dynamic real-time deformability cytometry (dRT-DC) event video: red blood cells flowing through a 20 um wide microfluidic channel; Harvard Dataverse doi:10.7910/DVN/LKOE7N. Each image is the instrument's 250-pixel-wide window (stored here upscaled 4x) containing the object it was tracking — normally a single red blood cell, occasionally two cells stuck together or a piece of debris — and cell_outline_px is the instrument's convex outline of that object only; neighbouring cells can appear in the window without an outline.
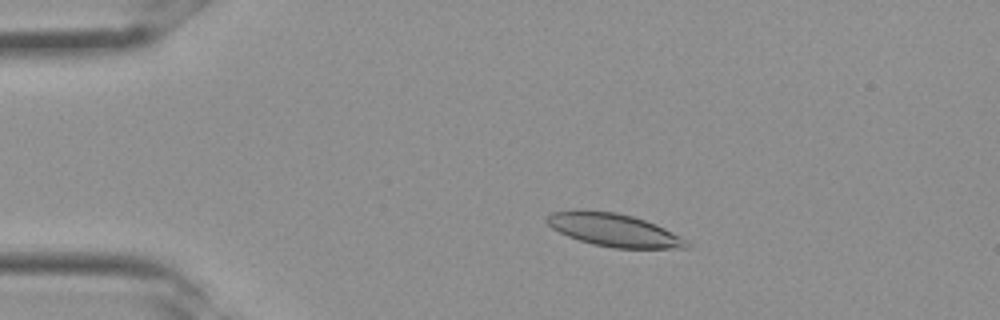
{"species": "Egyptian fruit bat (a non-hibernating species)", "species_latin": "Rousettus aegyptiacus", "temperature_condition": "room temperature", "stored_images_in_passage": 35, "camera_frame_rate_fps": 3000, "um_per_image_px": 0.085, "frame": {"image": 1, "passage_image": 7, "time_ms": 2.0, "image_size_px": [1000, 320], "cell_outline_px": [[692, 244], [688, 248], [612, 248], [592, 244], [568, 236], [552, 228], [544, 220], [552, 212], [616, 212], [632, 216], [656, 224], [688, 240]], "centroid_in_image_um": [52.26, 19.59], "position_along_channel_um": 32.7, "area_um2": 26.18}}
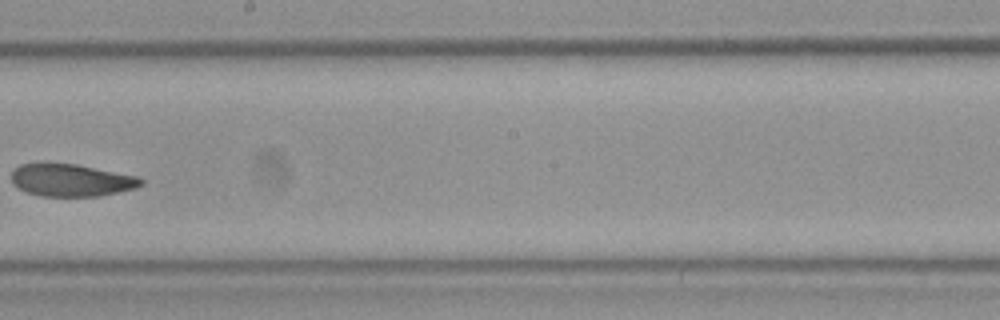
{"frame": {"image": 2, "passage_image": 20, "time_ms": 6.333, "image_size_px": [1000, 320], "cell_outline_px": [[144, 184], [136, 188], [100, 196], [40, 196], [28, 192], [12, 184], [12, 168], [20, 164], [76, 164], [140, 176], [144, 180]], "centroid_in_image_um": [6.1, 15.32], "position_along_channel_um": 242.1, "area_um2": 24.51}}
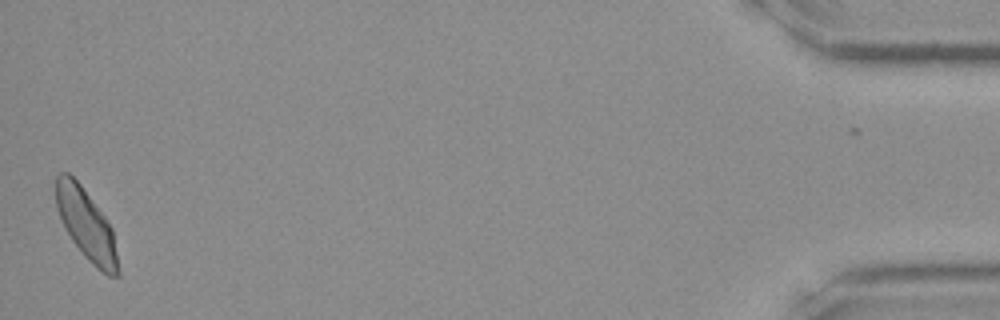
{"frame": {"image": 3, "passage_image": 34, "time_ms": 11.0, "image_size_px": [1000, 320], "cell_outline_px": [[120, 276], [108, 276], [96, 268], [84, 256], [72, 240], [64, 228], [60, 220], [56, 208], [56, 176], [60, 172], [68, 172], [80, 184], [104, 216], [112, 228], [120, 272]], "centroid_in_image_um": [7.33, 19.12], "position_along_channel_um": 427.9, "area_um2": 25.55}}